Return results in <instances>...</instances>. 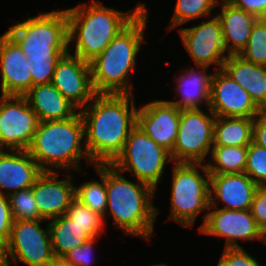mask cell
Segmentation results:
<instances>
[{"instance_id": "obj_1", "label": "cell", "mask_w": 266, "mask_h": 266, "mask_svg": "<svg viewBox=\"0 0 266 266\" xmlns=\"http://www.w3.org/2000/svg\"><path fill=\"white\" fill-rule=\"evenodd\" d=\"M134 94H96L81 109L85 147L96 164H111L123 150L129 133L137 126Z\"/></svg>"}, {"instance_id": "obj_2", "label": "cell", "mask_w": 266, "mask_h": 266, "mask_svg": "<svg viewBox=\"0 0 266 266\" xmlns=\"http://www.w3.org/2000/svg\"><path fill=\"white\" fill-rule=\"evenodd\" d=\"M31 60L32 86L51 83L57 62L69 52L66 9L16 22L6 31Z\"/></svg>"}, {"instance_id": "obj_3", "label": "cell", "mask_w": 266, "mask_h": 266, "mask_svg": "<svg viewBox=\"0 0 266 266\" xmlns=\"http://www.w3.org/2000/svg\"><path fill=\"white\" fill-rule=\"evenodd\" d=\"M91 0L67 8L69 53L86 62L94 60L145 7L139 2L133 11L122 12ZM75 46L71 50L70 43Z\"/></svg>"}, {"instance_id": "obj_4", "label": "cell", "mask_w": 266, "mask_h": 266, "mask_svg": "<svg viewBox=\"0 0 266 266\" xmlns=\"http://www.w3.org/2000/svg\"><path fill=\"white\" fill-rule=\"evenodd\" d=\"M148 15L149 11L145 6L90 62L92 85L96 94H133L134 86L128 77L136 69V58L144 43Z\"/></svg>"}, {"instance_id": "obj_5", "label": "cell", "mask_w": 266, "mask_h": 266, "mask_svg": "<svg viewBox=\"0 0 266 266\" xmlns=\"http://www.w3.org/2000/svg\"><path fill=\"white\" fill-rule=\"evenodd\" d=\"M105 183V216H112L115 228L126 235L149 240L159 214V209L151 203L156 190L144 182L129 181L111 164H105Z\"/></svg>"}, {"instance_id": "obj_6", "label": "cell", "mask_w": 266, "mask_h": 266, "mask_svg": "<svg viewBox=\"0 0 266 266\" xmlns=\"http://www.w3.org/2000/svg\"><path fill=\"white\" fill-rule=\"evenodd\" d=\"M81 141H85L84 124L78 112L69 119L39 122L28 152L42 171L82 172V158L88 165L93 163Z\"/></svg>"}, {"instance_id": "obj_7", "label": "cell", "mask_w": 266, "mask_h": 266, "mask_svg": "<svg viewBox=\"0 0 266 266\" xmlns=\"http://www.w3.org/2000/svg\"><path fill=\"white\" fill-rule=\"evenodd\" d=\"M173 169L168 220L183 227H192L199 213L209 210L210 173L206 163L174 162Z\"/></svg>"}, {"instance_id": "obj_8", "label": "cell", "mask_w": 266, "mask_h": 266, "mask_svg": "<svg viewBox=\"0 0 266 266\" xmlns=\"http://www.w3.org/2000/svg\"><path fill=\"white\" fill-rule=\"evenodd\" d=\"M168 162L172 163L170 152L156 144L136 126L129 133L123 150L111 165L121 173L125 171L132 173L138 181L156 190Z\"/></svg>"}, {"instance_id": "obj_9", "label": "cell", "mask_w": 266, "mask_h": 266, "mask_svg": "<svg viewBox=\"0 0 266 266\" xmlns=\"http://www.w3.org/2000/svg\"><path fill=\"white\" fill-rule=\"evenodd\" d=\"M200 109H182L177 140L170 152L174 163H201L211 153L214 141L215 114Z\"/></svg>"}, {"instance_id": "obj_10", "label": "cell", "mask_w": 266, "mask_h": 266, "mask_svg": "<svg viewBox=\"0 0 266 266\" xmlns=\"http://www.w3.org/2000/svg\"><path fill=\"white\" fill-rule=\"evenodd\" d=\"M38 124L37 114L24 96L1 94L0 150H28Z\"/></svg>"}, {"instance_id": "obj_11", "label": "cell", "mask_w": 266, "mask_h": 266, "mask_svg": "<svg viewBox=\"0 0 266 266\" xmlns=\"http://www.w3.org/2000/svg\"><path fill=\"white\" fill-rule=\"evenodd\" d=\"M49 220H17L13 221L11 235L7 242L9 262H21L27 266H48L54 253L50 240L48 223L46 228L41 222Z\"/></svg>"}, {"instance_id": "obj_12", "label": "cell", "mask_w": 266, "mask_h": 266, "mask_svg": "<svg viewBox=\"0 0 266 266\" xmlns=\"http://www.w3.org/2000/svg\"><path fill=\"white\" fill-rule=\"evenodd\" d=\"M203 219L198 228L199 232L225 238V248L242 247L237 242L239 240L262 242L263 232L258 228L250 209L227 210L209 207V210L203 215Z\"/></svg>"}, {"instance_id": "obj_13", "label": "cell", "mask_w": 266, "mask_h": 266, "mask_svg": "<svg viewBox=\"0 0 266 266\" xmlns=\"http://www.w3.org/2000/svg\"><path fill=\"white\" fill-rule=\"evenodd\" d=\"M178 34L196 66L210 68L213 64L216 70L223 67L229 55L226 54L221 24L217 16L213 15V18L193 27H181Z\"/></svg>"}, {"instance_id": "obj_14", "label": "cell", "mask_w": 266, "mask_h": 266, "mask_svg": "<svg viewBox=\"0 0 266 266\" xmlns=\"http://www.w3.org/2000/svg\"><path fill=\"white\" fill-rule=\"evenodd\" d=\"M51 83L78 111L96 95L90 63L69 52L57 62Z\"/></svg>"}, {"instance_id": "obj_15", "label": "cell", "mask_w": 266, "mask_h": 266, "mask_svg": "<svg viewBox=\"0 0 266 266\" xmlns=\"http://www.w3.org/2000/svg\"><path fill=\"white\" fill-rule=\"evenodd\" d=\"M209 109L220 117H246L254 119L262 110L222 68L214 70L210 89Z\"/></svg>"}, {"instance_id": "obj_16", "label": "cell", "mask_w": 266, "mask_h": 266, "mask_svg": "<svg viewBox=\"0 0 266 266\" xmlns=\"http://www.w3.org/2000/svg\"><path fill=\"white\" fill-rule=\"evenodd\" d=\"M181 110L167 100H154L137 111V126L171 152L177 140Z\"/></svg>"}, {"instance_id": "obj_17", "label": "cell", "mask_w": 266, "mask_h": 266, "mask_svg": "<svg viewBox=\"0 0 266 266\" xmlns=\"http://www.w3.org/2000/svg\"><path fill=\"white\" fill-rule=\"evenodd\" d=\"M59 175L58 171H43L32 186L38 211L45 220L66 214L76 198L72 175L58 180Z\"/></svg>"}, {"instance_id": "obj_18", "label": "cell", "mask_w": 266, "mask_h": 266, "mask_svg": "<svg viewBox=\"0 0 266 266\" xmlns=\"http://www.w3.org/2000/svg\"><path fill=\"white\" fill-rule=\"evenodd\" d=\"M19 44L5 32L0 36L1 94L23 96L32 87L29 68L33 62Z\"/></svg>"}, {"instance_id": "obj_19", "label": "cell", "mask_w": 266, "mask_h": 266, "mask_svg": "<svg viewBox=\"0 0 266 266\" xmlns=\"http://www.w3.org/2000/svg\"><path fill=\"white\" fill-rule=\"evenodd\" d=\"M258 185L244 172L231 174H210V207L248 210Z\"/></svg>"}, {"instance_id": "obj_20", "label": "cell", "mask_w": 266, "mask_h": 266, "mask_svg": "<svg viewBox=\"0 0 266 266\" xmlns=\"http://www.w3.org/2000/svg\"><path fill=\"white\" fill-rule=\"evenodd\" d=\"M42 172L28 150H0L1 194L9 196L19 190L31 188Z\"/></svg>"}, {"instance_id": "obj_21", "label": "cell", "mask_w": 266, "mask_h": 266, "mask_svg": "<svg viewBox=\"0 0 266 266\" xmlns=\"http://www.w3.org/2000/svg\"><path fill=\"white\" fill-rule=\"evenodd\" d=\"M220 13L216 14L221 24L223 43L228 55H239L246 47L253 25L258 18L227 0H219Z\"/></svg>"}, {"instance_id": "obj_22", "label": "cell", "mask_w": 266, "mask_h": 266, "mask_svg": "<svg viewBox=\"0 0 266 266\" xmlns=\"http://www.w3.org/2000/svg\"><path fill=\"white\" fill-rule=\"evenodd\" d=\"M207 69L208 67L204 66H191L190 68L181 69L180 75L176 78L177 86L175 88L179 100L168 102L180 110L200 109L202 105L209 108L214 71L209 74Z\"/></svg>"}, {"instance_id": "obj_23", "label": "cell", "mask_w": 266, "mask_h": 266, "mask_svg": "<svg viewBox=\"0 0 266 266\" xmlns=\"http://www.w3.org/2000/svg\"><path fill=\"white\" fill-rule=\"evenodd\" d=\"M23 96L39 122L65 120L79 112L52 83L34 85Z\"/></svg>"}, {"instance_id": "obj_24", "label": "cell", "mask_w": 266, "mask_h": 266, "mask_svg": "<svg viewBox=\"0 0 266 266\" xmlns=\"http://www.w3.org/2000/svg\"><path fill=\"white\" fill-rule=\"evenodd\" d=\"M222 69L250 94L262 111L266 110V66L246 61L240 55H229Z\"/></svg>"}, {"instance_id": "obj_25", "label": "cell", "mask_w": 266, "mask_h": 266, "mask_svg": "<svg viewBox=\"0 0 266 266\" xmlns=\"http://www.w3.org/2000/svg\"><path fill=\"white\" fill-rule=\"evenodd\" d=\"M52 250L55 257H63L67 252L82 245L91 237L66 214L50 219L48 223Z\"/></svg>"}, {"instance_id": "obj_26", "label": "cell", "mask_w": 266, "mask_h": 266, "mask_svg": "<svg viewBox=\"0 0 266 266\" xmlns=\"http://www.w3.org/2000/svg\"><path fill=\"white\" fill-rule=\"evenodd\" d=\"M253 119L216 116L213 145L248 147L252 142Z\"/></svg>"}, {"instance_id": "obj_27", "label": "cell", "mask_w": 266, "mask_h": 266, "mask_svg": "<svg viewBox=\"0 0 266 266\" xmlns=\"http://www.w3.org/2000/svg\"><path fill=\"white\" fill-rule=\"evenodd\" d=\"M211 159L206 163L210 174L244 173L247 147L213 145Z\"/></svg>"}, {"instance_id": "obj_28", "label": "cell", "mask_w": 266, "mask_h": 266, "mask_svg": "<svg viewBox=\"0 0 266 266\" xmlns=\"http://www.w3.org/2000/svg\"><path fill=\"white\" fill-rule=\"evenodd\" d=\"M94 169L98 172L101 182L99 180H90L78 184L75 186V197L92 211L102 215L105 222V211L107 208L105 164H96Z\"/></svg>"}, {"instance_id": "obj_29", "label": "cell", "mask_w": 266, "mask_h": 266, "mask_svg": "<svg viewBox=\"0 0 266 266\" xmlns=\"http://www.w3.org/2000/svg\"><path fill=\"white\" fill-rule=\"evenodd\" d=\"M219 0H176L168 29H174L193 19L209 16Z\"/></svg>"}, {"instance_id": "obj_30", "label": "cell", "mask_w": 266, "mask_h": 266, "mask_svg": "<svg viewBox=\"0 0 266 266\" xmlns=\"http://www.w3.org/2000/svg\"><path fill=\"white\" fill-rule=\"evenodd\" d=\"M66 215L76 224L85 228V232L92 237H100L104 230L105 222L102 215L92 211L78 199H74L66 211Z\"/></svg>"}, {"instance_id": "obj_31", "label": "cell", "mask_w": 266, "mask_h": 266, "mask_svg": "<svg viewBox=\"0 0 266 266\" xmlns=\"http://www.w3.org/2000/svg\"><path fill=\"white\" fill-rule=\"evenodd\" d=\"M246 61L266 66V19L253 25L246 47L239 54Z\"/></svg>"}, {"instance_id": "obj_32", "label": "cell", "mask_w": 266, "mask_h": 266, "mask_svg": "<svg viewBox=\"0 0 266 266\" xmlns=\"http://www.w3.org/2000/svg\"><path fill=\"white\" fill-rule=\"evenodd\" d=\"M8 198L14 221L45 220L38 211L32 187L14 192Z\"/></svg>"}, {"instance_id": "obj_33", "label": "cell", "mask_w": 266, "mask_h": 266, "mask_svg": "<svg viewBox=\"0 0 266 266\" xmlns=\"http://www.w3.org/2000/svg\"><path fill=\"white\" fill-rule=\"evenodd\" d=\"M258 186H266V148L251 142L244 171Z\"/></svg>"}, {"instance_id": "obj_34", "label": "cell", "mask_w": 266, "mask_h": 266, "mask_svg": "<svg viewBox=\"0 0 266 266\" xmlns=\"http://www.w3.org/2000/svg\"><path fill=\"white\" fill-rule=\"evenodd\" d=\"M217 266H262L243 247L224 248Z\"/></svg>"}, {"instance_id": "obj_35", "label": "cell", "mask_w": 266, "mask_h": 266, "mask_svg": "<svg viewBox=\"0 0 266 266\" xmlns=\"http://www.w3.org/2000/svg\"><path fill=\"white\" fill-rule=\"evenodd\" d=\"M98 237H92L82 245L75 247L73 250L67 252L63 257L73 266H90L95 260L92 255L93 246ZM92 263V264H91Z\"/></svg>"}, {"instance_id": "obj_36", "label": "cell", "mask_w": 266, "mask_h": 266, "mask_svg": "<svg viewBox=\"0 0 266 266\" xmlns=\"http://www.w3.org/2000/svg\"><path fill=\"white\" fill-rule=\"evenodd\" d=\"M250 210L258 228L264 232L266 230V186L258 187Z\"/></svg>"}, {"instance_id": "obj_37", "label": "cell", "mask_w": 266, "mask_h": 266, "mask_svg": "<svg viewBox=\"0 0 266 266\" xmlns=\"http://www.w3.org/2000/svg\"><path fill=\"white\" fill-rule=\"evenodd\" d=\"M13 221L9 198L0 193V240L5 243L10 238Z\"/></svg>"}, {"instance_id": "obj_38", "label": "cell", "mask_w": 266, "mask_h": 266, "mask_svg": "<svg viewBox=\"0 0 266 266\" xmlns=\"http://www.w3.org/2000/svg\"><path fill=\"white\" fill-rule=\"evenodd\" d=\"M233 6L240 8L258 19H266V0H227Z\"/></svg>"}, {"instance_id": "obj_39", "label": "cell", "mask_w": 266, "mask_h": 266, "mask_svg": "<svg viewBox=\"0 0 266 266\" xmlns=\"http://www.w3.org/2000/svg\"><path fill=\"white\" fill-rule=\"evenodd\" d=\"M252 142L266 148V110L261 111L253 119Z\"/></svg>"}, {"instance_id": "obj_40", "label": "cell", "mask_w": 266, "mask_h": 266, "mask_svg": "<svg viewBox=\"0 0 266 266\" xmlns=\"http://www.w3.org/2000/svg\"><path fill=\"white\" fill-rule=\"evenodd\" d=\"M0 266H11L9 262L7 243L0 240Z\"/></svg>"}, {"instance_id": "obj_41", "label": "cell", "mask_w": 266, "mask_h": 266, "mask_svg": "<svg viewBox=\"0 0 266 266\" xmlns=\"http://www.w3.org/2000/svg\"><path fill=\"white\" fill-rule=\"evenodd\" d=\"M48 266H73L64 257H54Z\"/></svg>"}, {"instance_id": "obj_42", "label": "cell", "mask_w": 266, "mask_h": 266, "mask_svg": "<svg viewBox=\"0 0 266 266\" xmlns=\"http://www.w3.org/2000/svg\"><path fill=\"white\" fill-rule=\"evenodd\" d=\"M262 242H264L266 244V230L263 232Z\"/></svg>"}, {"instance_id": "obj_43", "label": "cell", "mask_w": 266, "mask_h": 266, "mask_svg": "<svg viewBox=\"0 0 266 266\" xmlns=\"http://www.w3.org/2000/svg\"><path fill=\"white\" fill-rule=\"evenodd\" d=\"M150 266H169V265L166 263H160V264H154V265H150Z\"/></svg>"}]
</instances>
